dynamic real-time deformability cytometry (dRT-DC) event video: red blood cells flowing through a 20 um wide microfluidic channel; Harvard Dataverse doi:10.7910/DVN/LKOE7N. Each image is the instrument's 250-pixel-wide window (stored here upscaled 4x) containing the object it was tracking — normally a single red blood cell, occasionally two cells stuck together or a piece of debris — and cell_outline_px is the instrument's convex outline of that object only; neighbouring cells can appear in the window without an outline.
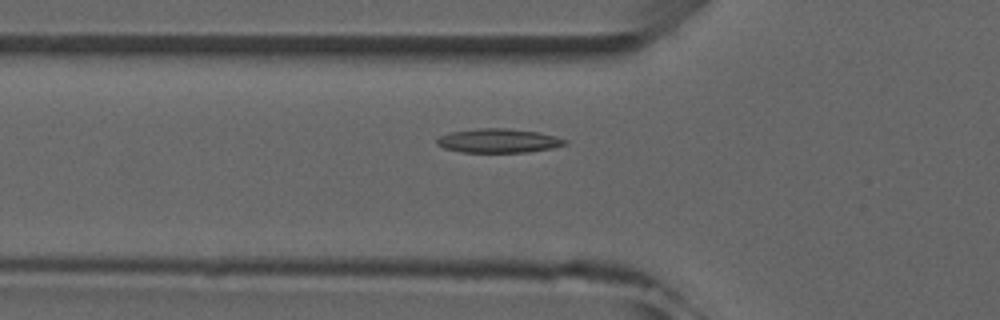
{"species": "common noctule bat (a hibernating species)", "species_latin": "Nyctalus noctula", "temperature_condition": "room temperature", "stored_images_in_passage": 6, "camera_frame_rate_fps": 3000, "um_per_image_px": 0.085, "animal": {"sex": "male", "forearm_length_mm": 52.5}, "frame": {"image": 1, "passage_image": 6, "time_ms": 5.333, "image_size_px": [1000, 320], "cell_outline_px": [[568, 144], [552, 148], [528, 152], [464, 152], [444, 148], [436, 144], [436, 140], [440, 136], [448, 132], [476, 128], [508, 128], [536, 132], [556, 136], [568, 140]], "centroid_in_image_um": [42.37, 11.95], "position_along_channel_um": 83.4, "area_um2": 18.03}}